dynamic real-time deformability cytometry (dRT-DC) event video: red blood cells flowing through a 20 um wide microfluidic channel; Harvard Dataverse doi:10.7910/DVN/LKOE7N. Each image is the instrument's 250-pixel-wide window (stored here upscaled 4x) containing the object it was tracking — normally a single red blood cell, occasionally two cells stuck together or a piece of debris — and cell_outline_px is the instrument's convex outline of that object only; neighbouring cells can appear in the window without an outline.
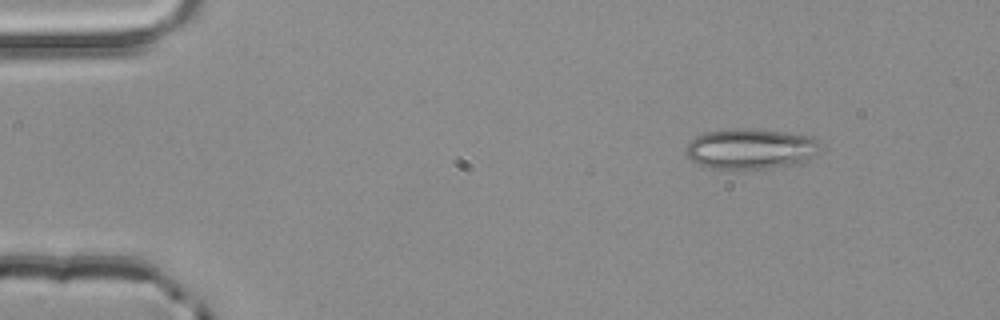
{"species": "common noctule bat (a hibernating species)", "species_latin": "Nyctalus noctula", "temperature_condition": "room temperature", "stored_images_in_passage": 3, "camera_frame_rate_fps": 3000, "um_per_image_px": 0.085, "animal": {"sex": "male", "body_mass_g": 20.4}, "frame": {"image": 1, "passage_image": 1, "time_ms": 0.0, "image_size_px": [1000, 320], "cell_outline_px": [[820, 148], [812, 156], [792, 164], [772, 168], [708, 168], [688, 160], [688, 140], [696, 136], [708, 132], [732, 128], [744, 128], [784, 132], [812, 136], [820, 144]], "centroid_in_image_um": [63.76, 12.64], "position_along_channel_um": 21.2, "area_um2": 31.27}}